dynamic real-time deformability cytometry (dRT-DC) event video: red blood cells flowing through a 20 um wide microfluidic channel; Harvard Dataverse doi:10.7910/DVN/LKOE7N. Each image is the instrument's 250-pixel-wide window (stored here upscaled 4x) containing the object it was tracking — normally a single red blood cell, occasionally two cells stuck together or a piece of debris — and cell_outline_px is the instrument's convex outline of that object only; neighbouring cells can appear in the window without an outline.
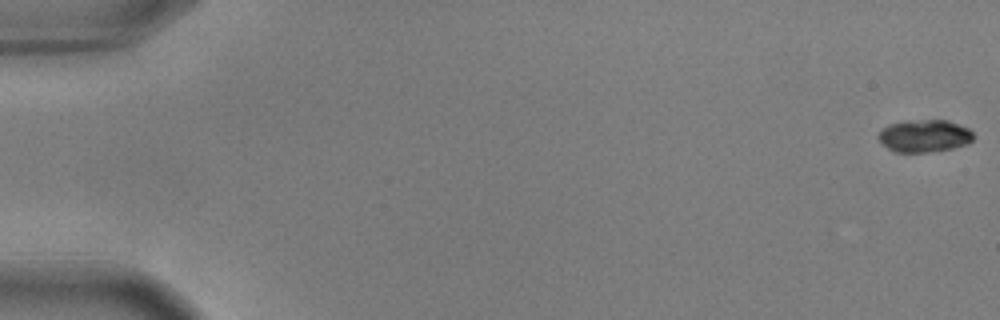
{"species": "common noctule bat (a hibernating species)", "species_latin": "Nyctalus noctula", "temperature_condition": "warm", "stored_images_in_passage": 18, "camera_frame_rate_fps": 3000, "um_per_image_px": 0.085, "animal": {"sex": "male", "body_mass_g": 17.9, "forearm_length_mm": 54.2}, "frame": {"image": 1, "passage_image": 1, "time_ms": 0.0, "image_size_px": [1000, 320], "cell_outline_px": [[976, 136], [968, 144], [952, 148], [924, 152], [896, 152], [888, 148], [876, 136], [888, 124], [924, 120], [948, 120], [968, 128]], "centroid_in_image_um": [78.61, 11.55], "position_along_channel_um": 6.4, "area_um2": 17.69}}
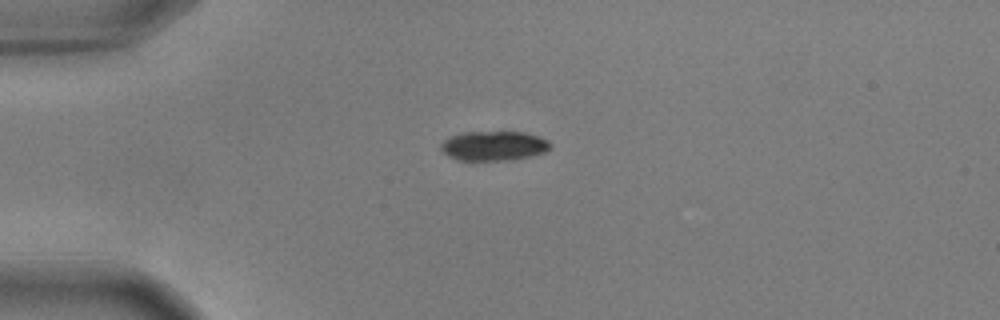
{"frame": {"image": 2, "passage_image": 15, "time_ms": 4.667, "image_size_px": [1000, 320], "cell_outline_px": [[552, 148], [544, 152], [512, 160], [456, 160], [448, 156], [440, 148], [440, 144], [448, 136], [460, 132], [524, 132], [548, 140]], "centroid_in_image_um": [41.92, 12.39], "position_along_channel_um": 43.1, "area_um2": 18.9}}